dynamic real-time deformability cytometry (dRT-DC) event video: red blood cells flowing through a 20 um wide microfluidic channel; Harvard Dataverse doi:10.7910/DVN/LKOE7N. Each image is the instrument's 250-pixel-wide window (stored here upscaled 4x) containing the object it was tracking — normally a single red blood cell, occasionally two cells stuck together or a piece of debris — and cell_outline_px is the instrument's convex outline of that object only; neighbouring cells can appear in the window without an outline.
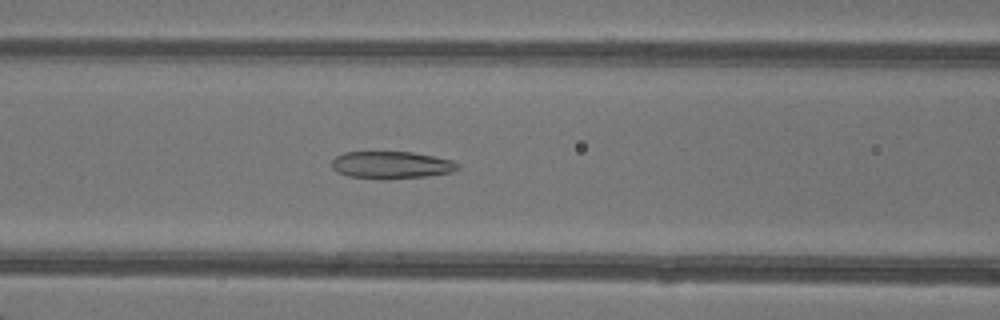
{"species": "common noctule bat (a hibernating species)", "species_latin": "Nyctalus noctula", "temperature_condition": "warm", "stored_images_in_passage": 34, "camera_frame_rate_fps": 3000, "um_per_image_px": 0.085, "animal": {"sex": "female"}, "frame": {"image": 1, "passage_image": 10, "time_ms": 3.0, "image_size_px": [1000, 320], "cell_outline_px": [[460, 168], [452, 172], [428, 176], [348, 176], [336, 172], [332, 168], [332, 160], [336, 156], [344, 152], [412, 152], [452, 160], [460, 164]], "centroid_in_image_um": [33.29, 13.97], "position_along_channel_um": 133.3, "area_um2": 19.13}}
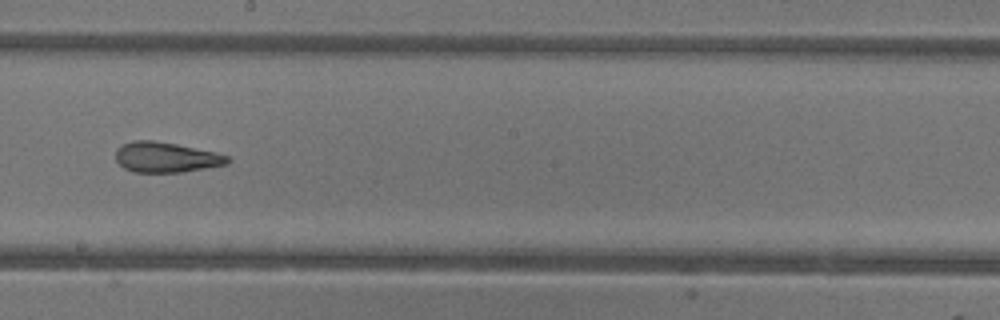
{"frame": {"image": 2, "passage_image": 17, "time_ms": 5.333, "image_size_px": [1000, 320], "cell_outline_px": [[232, 160], [228, 164], [180, 172], [132, 172], [124, 168], [116, 160], [116, 148], [132, 140], [152, 140], [176, 144], [216, 152], [228, 156]], "centroid_in_image_um": [14.11, 13.36], "position_along_channel_um": 234.1, "area_um2": 19.71}}
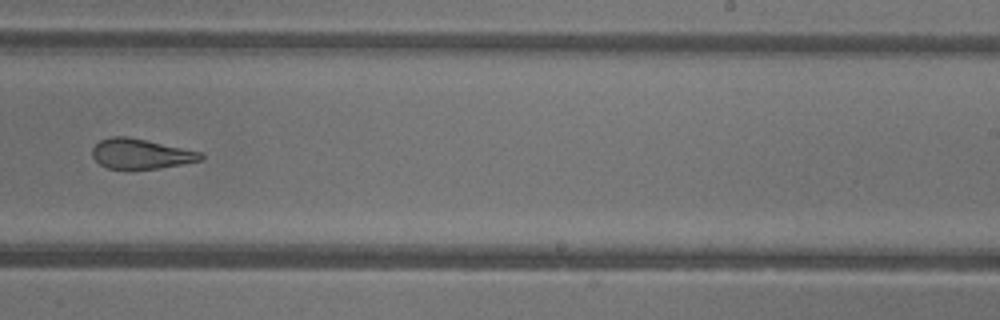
{"frame": {"image": 3, "passage_image": 20, "time_ms": 6.333, "image_size_px": [1000, 320], "cell_outline_px": [[204, 160], [160, 168], [108, 168], [100, 164], [92, 156], [92, 148], [100, 140], [112, 136], [124, 136], [144, 140], [200, 152], [204, 156]], "centroid_in_image_um": [11.96, 13.07], "position_along_channel_um": 277.0, "area_um2": 18.55}}